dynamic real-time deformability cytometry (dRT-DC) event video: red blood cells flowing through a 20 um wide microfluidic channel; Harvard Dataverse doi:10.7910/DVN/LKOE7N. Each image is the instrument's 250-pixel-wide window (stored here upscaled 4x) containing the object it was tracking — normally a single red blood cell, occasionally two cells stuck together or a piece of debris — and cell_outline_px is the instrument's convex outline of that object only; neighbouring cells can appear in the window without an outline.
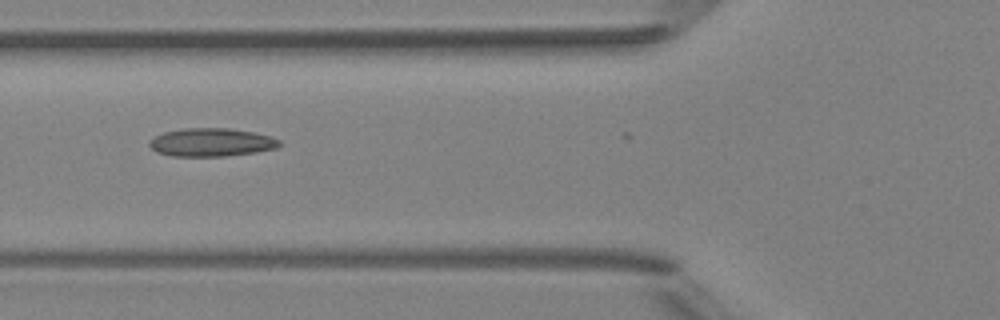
{"species": "Egyptian fruit bat (a non-hibernating species)", "species_latin": "Rousettus aegyptiacus", "temperature_condition": "room temperature", "stored_images_in_passage": 7, "camera_frame_rate_fps": 3000, "um_per_image_px": 0.085, "animal": {"sex": "female"}, "frame": {"image": 1, "passage_image": 6, "time_ms": 5.667, "image_size_px": [1000, 320], "cell_outline_px": [[280, 144], [276, 148], [256, 152], [224, 156], [172, 156], [156, 152], [148, 144], [148, 140], [164, 132], [184, 128], [228, 128], [252, 132], [272, 136], [280, 140]], "centroid_in_image_um": [17.95, 12.1], "position_along_channel_um": 107.8, "area_um2": 21.39}}